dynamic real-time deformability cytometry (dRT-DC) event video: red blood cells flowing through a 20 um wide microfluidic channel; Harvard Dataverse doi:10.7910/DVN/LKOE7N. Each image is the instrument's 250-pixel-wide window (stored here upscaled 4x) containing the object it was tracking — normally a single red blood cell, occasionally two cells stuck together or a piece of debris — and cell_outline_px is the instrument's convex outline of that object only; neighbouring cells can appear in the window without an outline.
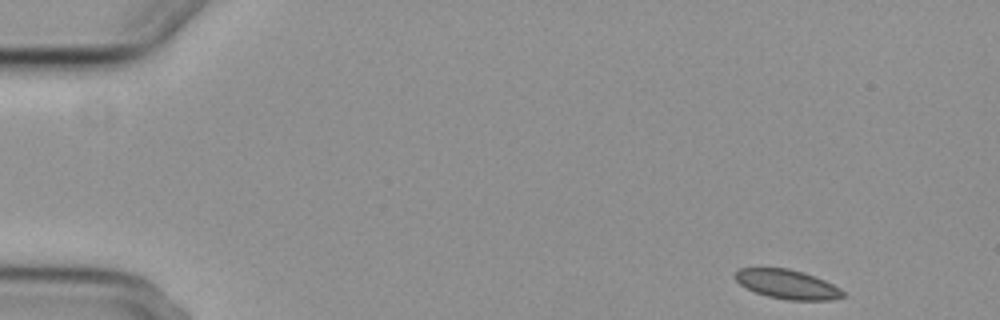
{"species": "common noctule bat (a hibernating species)", "species_latin": "Nyctalus noctula", "temperature_condition": "cold", "stored_images_in_passage": 4, "camera_frame_rate_fps": 3000, "um_per_image_px": 0.085, "animal": {"sex": "female", "body_mass_g": 29.2, "forearm_length_mm": 56.3}, "frame": {"image": 1, "passage_image": 1, "time_ms": 0.0, "image_size_px": [1000, 320], "cell_outline_px": [[844, 296], [832, 300], [788, 300], [768, 296], [756, 292], [740, 284], [732, 276], [740, 268], [788, 268], [804, 272], [824, 280], [840, 288], [844, 292]], "centroid_in_image_um": [66.92, 24.16], "position_along_channel_um": 18.1, "area_um2": 18.26}}